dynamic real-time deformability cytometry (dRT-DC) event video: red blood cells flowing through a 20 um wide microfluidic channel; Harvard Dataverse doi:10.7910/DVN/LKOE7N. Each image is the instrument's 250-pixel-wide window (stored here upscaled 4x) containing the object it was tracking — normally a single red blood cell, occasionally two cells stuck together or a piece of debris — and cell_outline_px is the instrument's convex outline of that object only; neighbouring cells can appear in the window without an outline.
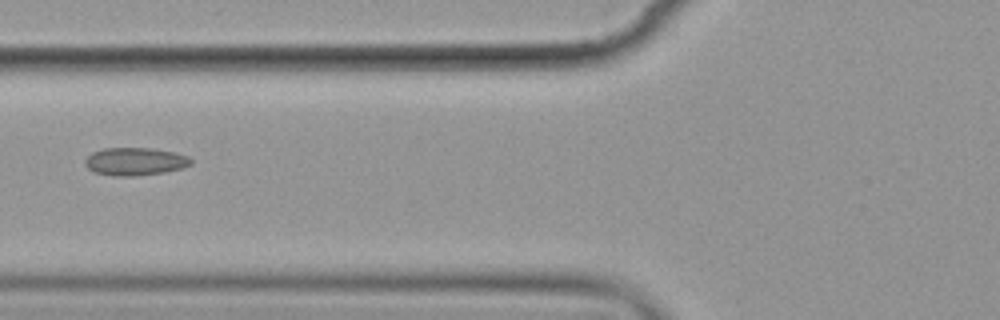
{"species": "common noctule bat (a hibernating species)", "species_latin": "Nyctalus noctula", "temperature_condition": "cold", "stored_images_in_passage": 5, "camera_frame_rate_fps": 3000, "um_per_image_px": 0.085, "animal": {"sex": "female", "body_mass_g": 19.9}, "frame": {"image": 1, "passage_image": 3, "time_ms": 2.667, "image_size_px": [1000, 320], "cell_outline_px": [[192, 164], [180, 168], [164, 172], [136, 176], [112, 176], [92, 172], [84, 164], [84, 160], [92, 152], [104, 148], [152, 148], [172, 152], [188, 156], [192, 160]], "centroid_in_image_um": [11.43, 13.73], "position_along_channel_um": 114.4, "area_um2": 17.22}}
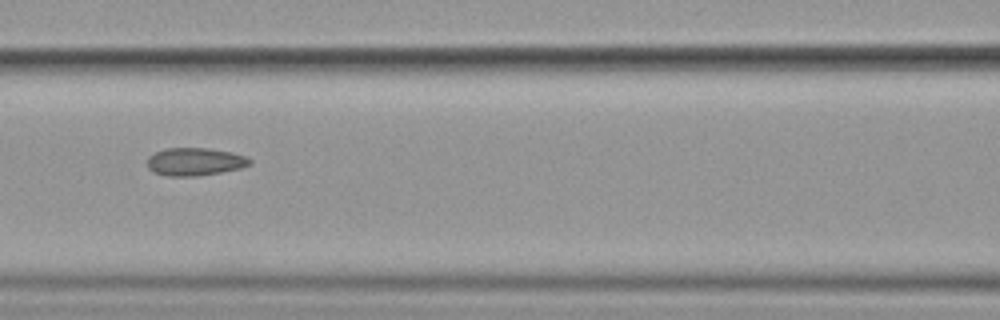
{"frame": {"image": 2, "passage_image": 4, "time_ms": 3.667, "image_size_px": [1000, 320], "cell_outline_px": [[252, 164], [240, 168], [220, 172], [196, 176], [168, 176], [152, 172], [148, 168], [148, 156], [164, 148], [208, 148], [232, 152], [248, 156], [252, 160]], "centroid_in_image_um": [16.58, 13.74], "position_along_channel_um": 150.0, "area_um2": 16.76}}
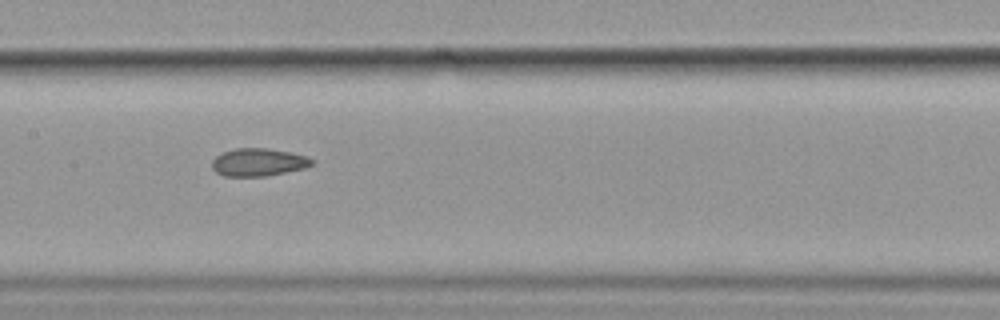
{"frame": {"image": 3, "passage_image": 5, "time_ms": 4.667, "image_size_px": [1000, 320], "cell_outline_px": [[312, 164], [304, 168], [264, 176], [224, 176], [216, 172], [212, 168], [212, 160], [216, 156], [224, 152], [236, 148], [268, 148], [308, 156], [312, 160]], "centroid_in_image_um": [21.93, 13.78], "position_along_channel_um": 185.5, "area_um2": 15.95}}